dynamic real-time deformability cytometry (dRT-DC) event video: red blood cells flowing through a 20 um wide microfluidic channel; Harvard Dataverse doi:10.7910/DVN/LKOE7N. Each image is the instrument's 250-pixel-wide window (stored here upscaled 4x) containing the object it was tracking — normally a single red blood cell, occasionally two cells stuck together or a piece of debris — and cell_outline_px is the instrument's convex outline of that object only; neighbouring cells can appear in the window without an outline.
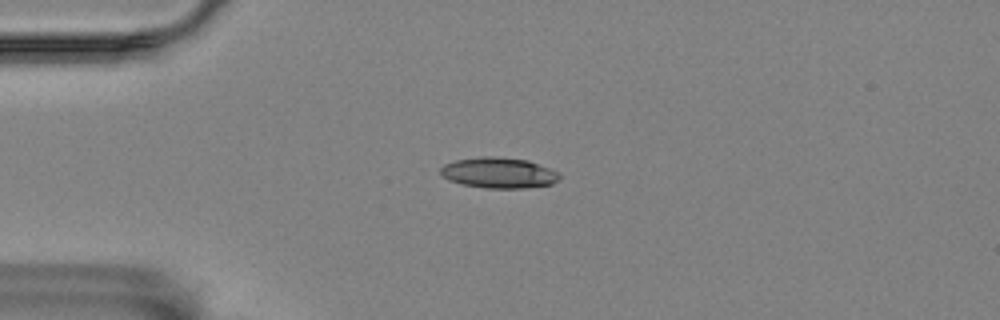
{"species": "Egyptian fruit bat (a non-hibernating species)", "species_latin": "Rousettus aegyptiacus", "temperature_condition": "room temperature", "stored_images_in_passage": 9, "camera_frame_rate_fps": 3000, "um_per_image_px": 0.085, "animal": {"sex": "female"}, "frame": {"image": 1, "passage_image": 2, "time_ms": 2.667, "image_size_px": [1000, 320], "cell_outline_px": [[560, 180], [552, 184], [524, 188], [484, 188], [460, 184], [448, 180], [440, 172], [440, 168], [444, 164], [456, 160], [480, 156], [488, 156], [528, 160], [548, 168], [556, 172], [560, 176]], "centroid_in_image_um": [42.37, 14.7], "position_along_channel_um": 42.6, "area_um2": 21.21}}
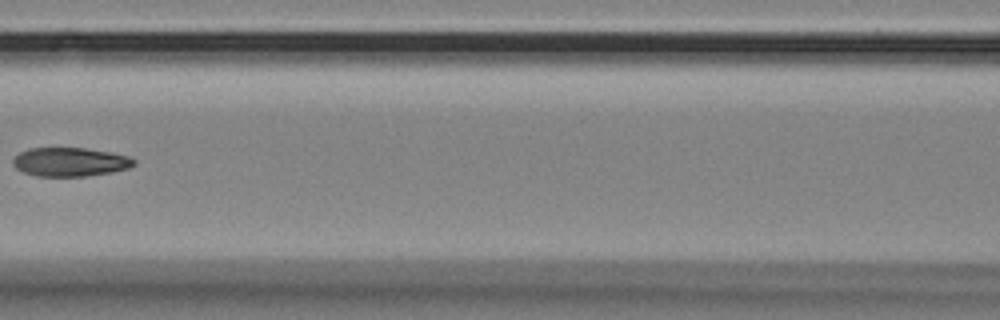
{"frame": {"image": 2, "passage_image": 6, "time_ms": 6.667, "image_size_px": [1000, 320], "cell_outline_px": [[136, 164], [128, 168], [112, 172], [84, 176], [36, 176], [24, 172], [16, 168], [12, 164], [12, 160], [20, 152], [28, 148], [84, 148], [112, 152], [128, 156], [136, 160]], "centroid_in_image_um": [5.96, 13.76], "position_along_channel_um": 160.6, "area_um2": 20.35}}
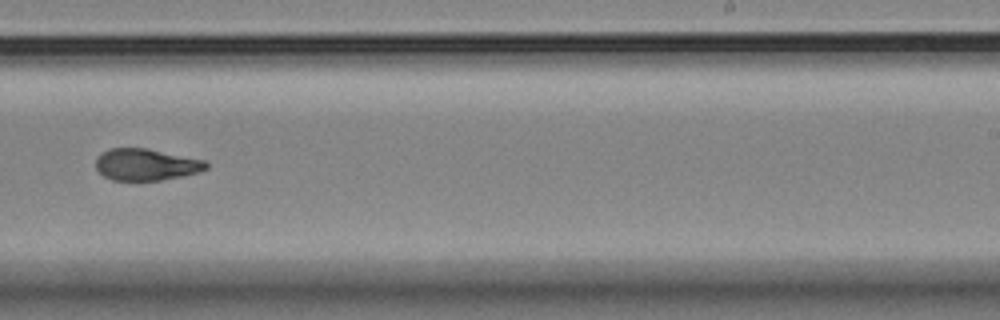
{"frame": {"image": 3, "passage_image": 9, "time_ms": 10.0, "image_size_px": [1000, 320], "cell_outline_px": [[208, 168], [200, 172], [184, 176], [160, 180], [112, 180], [104, 176], [96, 168], [96, 156], [112, 148], [148, 148], [208, 160]], "centroid_in_image_um": [12.48, 13.98], "position_along_channel_um": 276.5, "area_um2": 20.63}}